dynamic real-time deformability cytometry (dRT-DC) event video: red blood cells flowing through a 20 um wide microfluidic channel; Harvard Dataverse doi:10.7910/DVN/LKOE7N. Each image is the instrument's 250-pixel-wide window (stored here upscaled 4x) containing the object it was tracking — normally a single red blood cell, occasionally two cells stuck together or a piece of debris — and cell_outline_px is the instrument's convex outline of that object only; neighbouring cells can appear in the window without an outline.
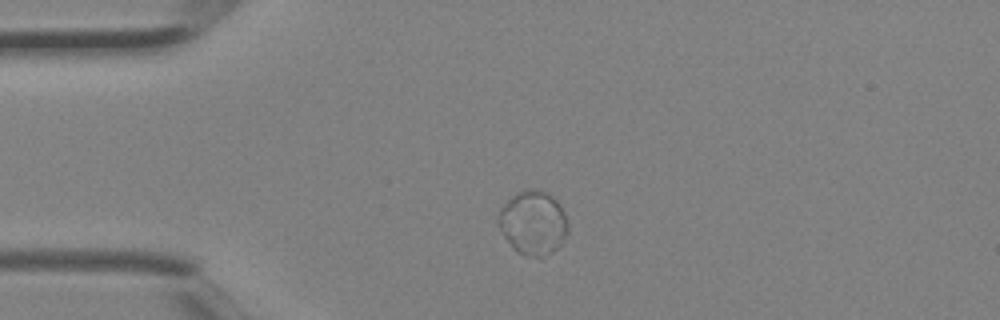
{"species": "Egyptian fruit bat (a non-hibernating species)", "species_latin": "Rousettus aegyptiacus", "temperature_condition": "room temperature", "stored_images_in_passage": 2, "camera_frame_rate_fps": 3000, "um_per_image_px": 0.085, "animal": {"sex": "female"}, "frame": {"image": 1, "passage_image": 1, "time_ms": 0.0, "image_size_px": [1000, 320], "cell_outline_px": [[568, 232], [560, 244], [552, 252], [540, 256], [536, 256], [520, 252], [512, 248], [504, 236], [496, 220], [500, 208], [512, 196], [520, 192], [544, 192], [552, 196], [556, 200], [564, 212], [568, 224]], "centroid_in_image_um": [45.3, 18.96], "position_along_channel_um": 39.7, "area_um2": 25.14}}